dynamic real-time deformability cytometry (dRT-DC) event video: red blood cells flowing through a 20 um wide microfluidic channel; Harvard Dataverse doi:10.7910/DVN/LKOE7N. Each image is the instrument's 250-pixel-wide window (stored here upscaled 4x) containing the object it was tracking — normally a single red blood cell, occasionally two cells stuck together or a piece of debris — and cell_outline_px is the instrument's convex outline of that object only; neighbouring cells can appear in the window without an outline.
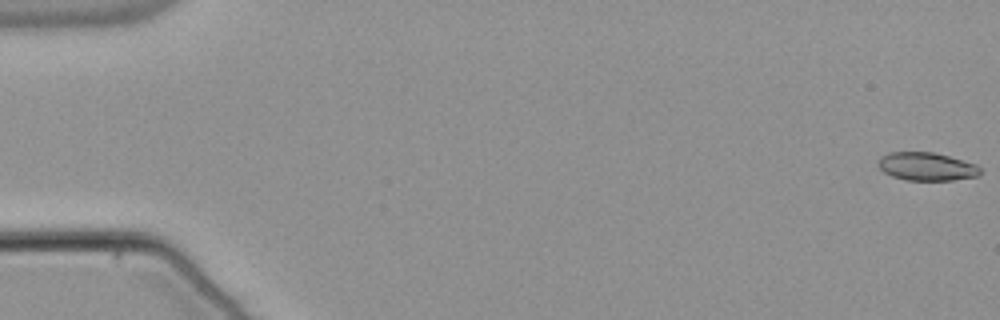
{"species": "common noctule bat (a hibernating species)", "species_latin": "Nyctalus noctula", "temperature_condition": "warm", "stored_images_in_passage": 55, "camera_frame_rate_fps": 3000, "um_per_image_px": 0.085, "animal": {"sex": "male", "body_mass_g": 21.5, "forearm_length_mm": 52.0}, "frame": {"image": 1, "passage_image": 1, "time_ms": 0.0, "image_size_px": [1000, 320], "cell_outline_px": [[980, 176], [952, 180], [908, 180], [892, 176], [884, 172], [876, 164], [880, 156], [888, 152], [932, 152], [948, 156], [976, 164], [980, 168]], "centroid_in_image_um": [78.74, 14.15], "position_along_channel_um": 6.3, "area_um2": 16.76}}
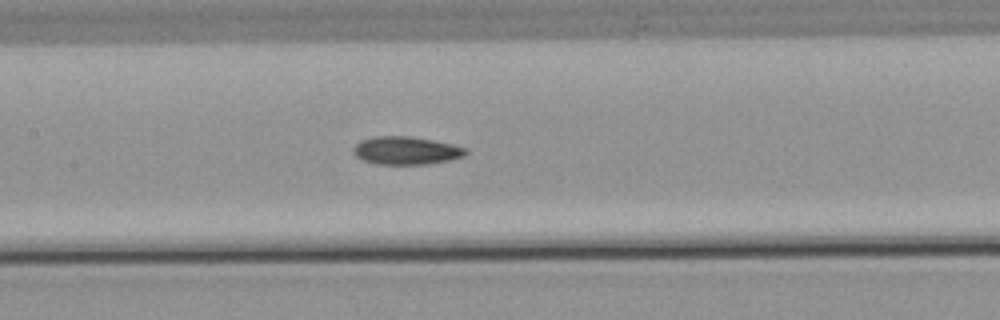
{"frame": {"image": 2, "passage_image": 27, "time_ms": 8.667, "image_size_px": [1000, 320], "cell_outline_px": [[468, 152], [464, 156], [448, 160], [424, 164], [376, 164], [364, 160], [356, 156], [352, 152], [352, 148], [360, 140], [376, 136], [408, 136], [432, 140], [452, 144], [468, 148]], "centroid_in_image_um": [34.5, 12.79], "position_along_channel_um": 172.9, "area_um2": 18.26}}
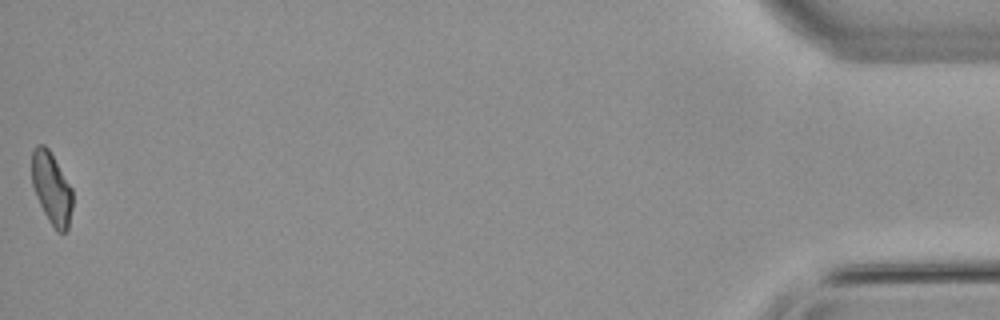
{"frame": {"image": 3, "passage_image": 55, "time_ms": 18.0, "image_size_px": [1000, 320], "cell_outline_px": [[72, 208], [68, 228], [64, 232], [56, 232], [48, 220], [36, 196], [32, 184], [32, 148], [36, 144], [44, 144], [48, 148], [72, 188]], "centroid_in_image_um": [4.38, 16.0], "position_along_channel_um": 430.8, "area_um2": 17.05}, "authors_computed_cell_mechanics": {"area_um2": 17.7446, "velocity_mm_per_s": 3.8159, "shape_relaxation_time_tau1_ms": null, "shape_relaxation_time_tau2_ms": 7.7529, "deformation_change_tau1": null, "deformation_change_tau2": 0.1523}}